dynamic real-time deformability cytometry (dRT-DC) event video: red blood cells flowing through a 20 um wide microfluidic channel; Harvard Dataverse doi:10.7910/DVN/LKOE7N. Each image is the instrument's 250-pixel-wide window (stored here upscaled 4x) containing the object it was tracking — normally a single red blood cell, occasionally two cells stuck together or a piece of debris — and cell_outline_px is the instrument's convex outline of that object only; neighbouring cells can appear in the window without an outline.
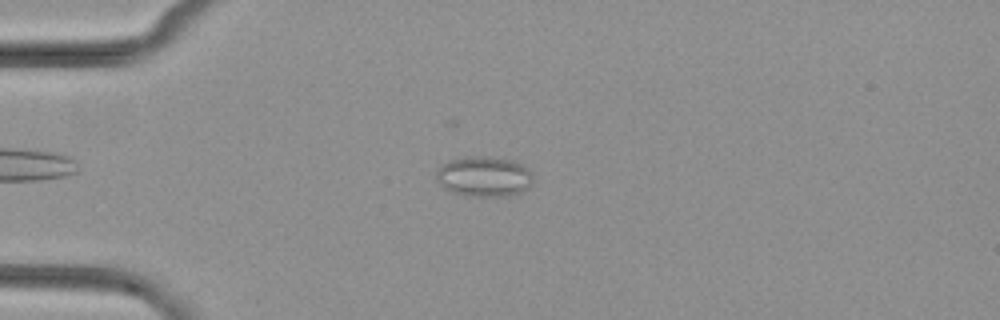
{"species": "common noctule bat (a hibernating species)", "species_latin": "Nyctalus noctula", "temperature_condition": "cold", "stored_images_in_passage": 45, "camera_frame_rate_fps": 3000, "um_per_image_px": 0.085, "animal": {"sex": "female", "body_mass_g": 29.2, "forearm_length_mm": 56.3}, "frame": {"image": 1, "passage_image": 7, "time_ms": 2.0, "image_size_px": [1000, 320], "cell_outline_px": [[532, 184], [524, 192], [512, 196], [464, 196], [452, 192], [444, 188], [436, 180], [436, 172], [440, 164], [448, 160], [472, 156], [488, 156], [512, 160], [528, 168], [532, 172]], "centroid_in_image_um": [41.14, 15.01], "position_along_channel_um": 43.9, "area_um2": 23.18}}
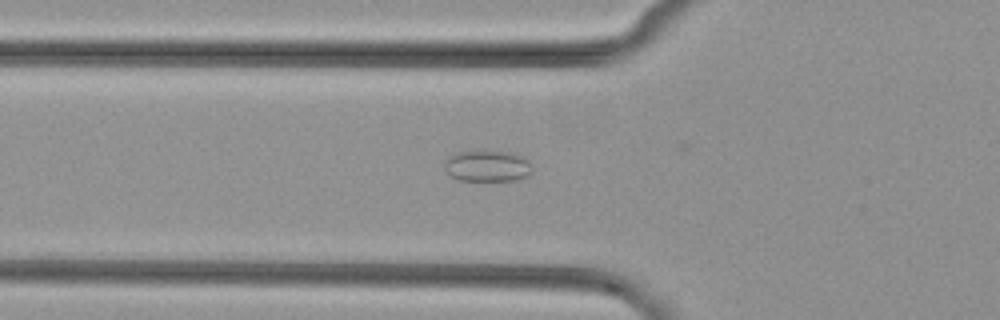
{"frame": {"image": 2, "passage_image": 12, "time_ms": 3.667, "image_size_px": [1000, 320], "cell_outline_px": [[532, 172], [528, 176], [516, 180], [456, 180], [444, 168], [444, 164], [448, 156], [456, 152], [484, 148], [512, 152], [524, 156], [528, 160], [532, 168]], "centroid_in_image_um": [41.44, 14.05], "position_along_channel_um": 84.4, "area_um2": 16.7}}
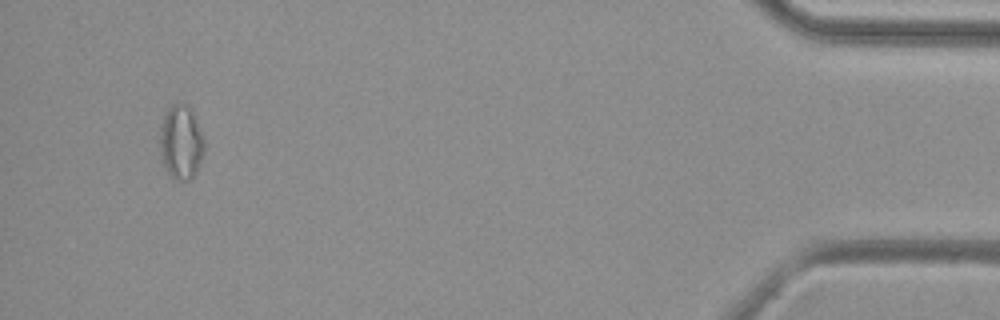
{"frame": {"image": 3, "passage_image": 43, "time_ms": 14.0, "image_size_px": [1000, 320], "cell_outline_px": [[204, 152], [200, 164], [196, 172], [188, 180], [176, 180], [164, 168], [160, 160], [160, 128], [164, 116], [168, 108], [172, 104], [184, 104], [188, 108], [204, 136]], "centroid_in_image_um": [15.37, 12.14], "position_along_channel_um": 419.8, "area_um2": 19.02}}